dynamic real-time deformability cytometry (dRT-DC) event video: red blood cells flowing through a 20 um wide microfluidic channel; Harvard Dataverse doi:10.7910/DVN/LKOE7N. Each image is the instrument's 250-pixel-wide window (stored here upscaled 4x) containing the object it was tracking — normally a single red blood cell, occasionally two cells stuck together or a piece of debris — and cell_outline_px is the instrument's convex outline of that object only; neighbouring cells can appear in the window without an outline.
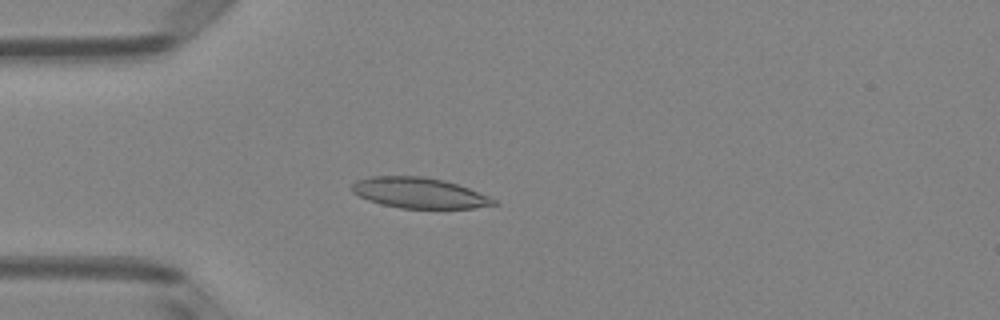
{"species": "Egyptian fruit bat (a non-hibernating species)", "species_latin": "Rousettus aegyptiacus", "temperature_condition": "room temperature", "stored_images_in_passage": 49, "camera_frame_rate_fps": 3000, "um_per_image_px": 0.085, "animal": {"sex": "female"}, "frame": {"image": 1, "passage_image": 13, "time_ms": 4.0, "image_size_px": [1000, 320], "cell_outline_px": [[500, 204], [472, 208], [400, 208], [380, 204], [368, 200], [352, 192], [352, 184], [356, 180], [372, 176], [420, 176], [444, 180], [468, 188], [488, 196], [496, 200]], "centroid_in_image_um": [35.62, 16.4], "position_along_channel_um": 49.4, "area_um2": 25.14}}
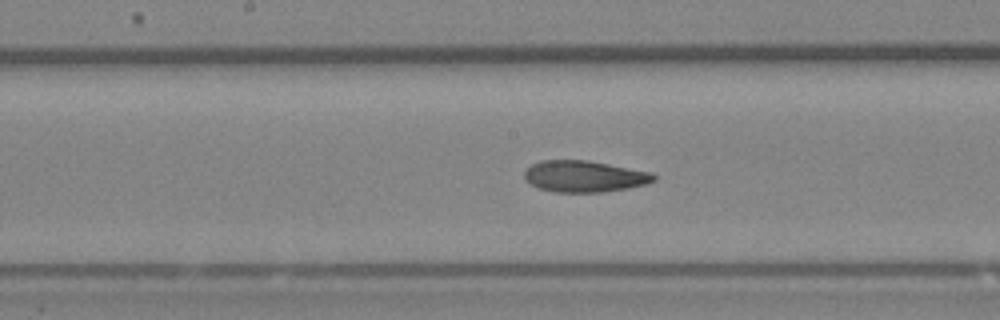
{"frame": {"image": 2, "passage_image": 25, "time_ms": 8.0, "image_size_px": [1000, 320], "cell_outline_px": [[656, 180], [648, 184], [628, 188], [600, 192], [556, 192], [540, 188], [524, 180], [524, 172], [532, 164], [540, 160], [584, 160], [608, 164], [652, 172], [656, 176]], "centroid_in_image_um": [49.68, 14.99], "position_along_channel_um": 198.5, "area_um2": 23.64}}
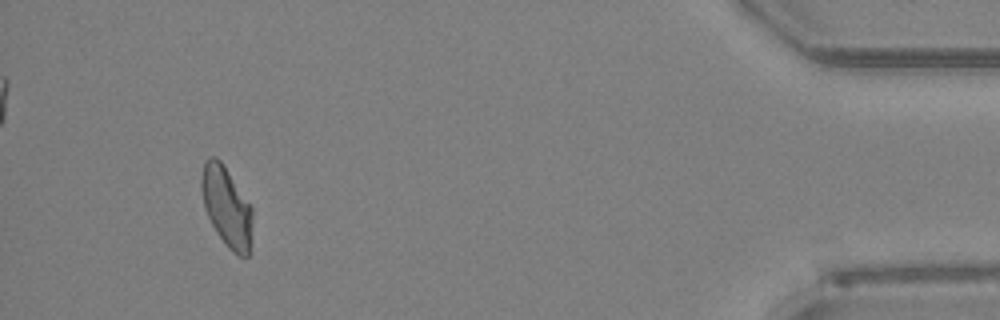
{"frame": {"image": 3, "passage_image": 46, "time_ms": 15.0, "image_size_px": [1000, 320], "cell_outline_px": [[252, 220], [248, 256], [240, 256], [232, 252], [228, 248], [216, 232], [204, 208], [200, 188], [200, 180], [204, 160], [208, 156], [216, 156], [220, 160], [252, 208]], "centroid_in_image_um": [19.22, 17.55], "position_along_channel_um": 416.0, "area_um2": 23.58}, "authors_computed_cell_mechanics": {"area_um2": 24.1026, "velocity_mm_per_s": 4.0577, "shape_relaxation_time_tau1_ms": 9.0797, "shape_relaxation_time_tau2_ms": 2.2653, "deformation_change_tau1": 0.2286, "deformation_change_tau2": 0.088}}